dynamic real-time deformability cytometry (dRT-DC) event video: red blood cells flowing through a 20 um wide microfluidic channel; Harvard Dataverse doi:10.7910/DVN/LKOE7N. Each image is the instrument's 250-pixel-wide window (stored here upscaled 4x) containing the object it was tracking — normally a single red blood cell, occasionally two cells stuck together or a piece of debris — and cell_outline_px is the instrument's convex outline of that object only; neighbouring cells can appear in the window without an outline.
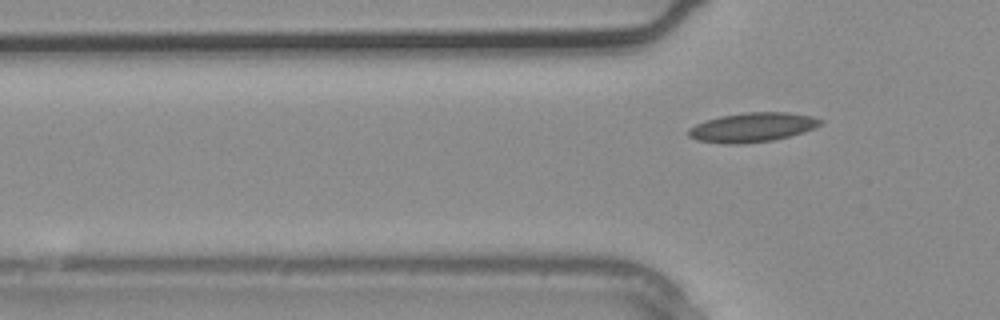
{"species": "common noctule bat (a hibernating species)", "species_latin": "Nyctalus noctula", "temperature_condition": "warm", "stored_images_in_passage": 4, "camera_frame_rate_fps": 3000, "um_per_image_px": 0.085, "animal": {"sex": "male", "body_mass_g": 20.4}, "frame": {"image": 1, "passage_image": 4, "time_ms": 1.0, "image_size_px": [1000, 320], "cell_outline_px": [[824, 120], [820, 124], [804, 132], [772, 140], [740, 144], [724, 144], [696, 140], [688, 136], [688, 128], [696, 124], [720, 116], [748, 112], [788, 112], [812, 116]], "centroid_in_image_um": [63.93, 10.82], "position_along_channel_um": 61.9, "area_um2": 22.43}}